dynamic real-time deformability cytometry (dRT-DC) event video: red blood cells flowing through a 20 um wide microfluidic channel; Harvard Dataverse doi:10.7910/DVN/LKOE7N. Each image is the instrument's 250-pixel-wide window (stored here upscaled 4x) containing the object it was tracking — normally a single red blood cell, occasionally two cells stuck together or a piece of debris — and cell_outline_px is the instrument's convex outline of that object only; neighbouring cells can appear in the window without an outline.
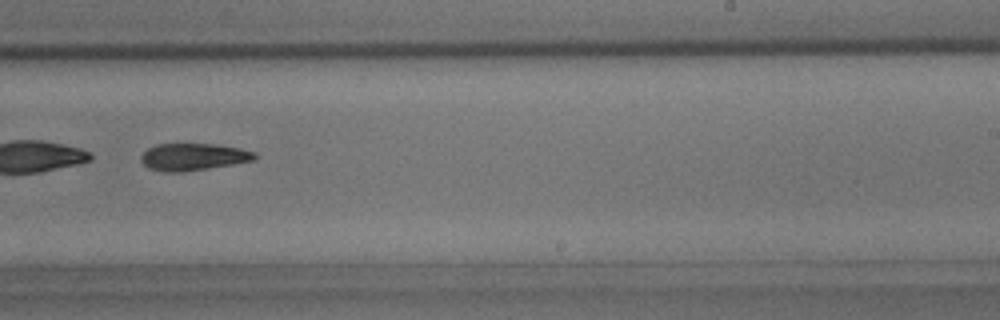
{"species": "common noctule bat (a hibernating species)", "species_latin": "Nyctalus noctula", "temperature_condition": "room temperature", "stored_images_in_passage": 42, "segment_of_instrument_passage": [2, 2], "camera_frame_rate_fps": 3000, "um_per_image_px": 0.085, "animal": {"sex": "male", "body_mass_g": 15.6}, "frame": {"image": 1, "passage_image": 25, "time_ms": 8.0, "image_size_px": [1000, 320], "cell_outline_px": [[256, 160], [208, 168], [180, 172], [164, 172], [148, 168], [140, 160], [140, 156], [148, 148], [156, 144], [212, 144], [240, 148], [256, 152]], "centroid_in_image_um": [16.41, 13.33], "position_along_channel_um": 272.6, "area_um2": 17.92}}